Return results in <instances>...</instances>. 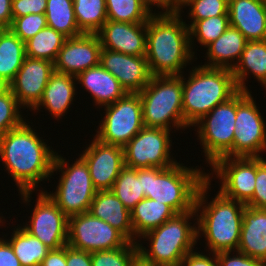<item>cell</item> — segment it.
Listing matches in <instances>:
<instances>
[{
  "label": "cell",
  "mask_w": 266,
  "mask_h": 266,
  "mask_svg": "<svg viewBox=\"0 0 266 266\" xmlns=\"http://www.w3.org/2000/svg\"><path fill=\"white\" fill-rule=\"evenodd\" d=\"M66 39L62 33L46 26L25 42L26 56L54 63Z\"/></svg>",
  "instance_id": "obj_32"
},
{
  "label": "cell",
  "mask_w": 266,
  "mask_h": 266,
  "mask_svg": "<svg viewBox=\"0 0 266 266\" xmlns=\"http://www.w3.org/2000/svg\"><path fill=\"white\" fill-rule=\"evenodd\" d=\"M76 80L91 93L99 106L113 104L127 93L119 81L100 64L83 71Z\"/></svg>",
  "instance_id": "obj_24"
},
{
  "label": "cell",
  "mask_w": 266,
  "mask_h": 266,
  "mask_svg": "<svg viewBox=\"0 0 266 266\" xmlns=\"http://www.w3.org/2000/svg\"><path fill=\"white\" fill-rule=\"evenodd\" d=\"M230 26L229 15H219L198 21H192L189 28L190 44L193 36L205 47L215 41ZM192 35V36H191Z\"/></svg>",
  "instance_id": "obj_36"
},
{
  "label": "cell",
  "mask_w": 266,
  "mask_h": 266,
  "mask_svg": "<svg viewBox=\"0 0 266 266\" xmlns=\"http://www.w3.org/2000/svg\"><path fill=\"white\" fill-rule=\"evenodd\" d=\"M188 0H173V12L180 11L182 6L187 2Z\"/></svg>",
  "instance_id": "obj_50"
},
{
  "label": "cell",
  "mask_w": 266,
  "mask_h": 266,
  "mask_svg": "<svg viewBox=\"0 0 266 266\" xmlns=\"http://www.w3.org/2000/svg\"><path fill=\"white\" fill-rule=\"evenodd\" d=\"M81 157L88 165L93 186L97 191L111 190L120 171L125 167L124 148L102 143L95 137Z\"/></svg>",
  "instance_id": "obj_17"
},
{
  "label": "cell",
  "mask_w": 266,
  "mask_h": 266,
  "mask_svg": "<svg viewBox=\"0 0 266 266\" xmlns=\"http://www.w3.org/2000/svg\"><path fill=\"white\" fill-rule=\"evenodd\" d=\"M182 76V74L152 76L149 83L139 92L145 127L170 130L172 123L176 129L185 128L182 110Z\"/></svg>",
  "instance_id": "obj_7"
},
{
  "label": "cell",
  "mask_w": 266,
  "mask_h": 266,
  "mask_svg": "<svg viewBox=\"0 0 266 266\" xmlns=\"http://www.w3.org/2000/svg\"><path fill=\"white\" fill-rule=\"evenodd\" d=\"M12 0H0V29L9 28L12 17Z\"/></svg>",
  "instance_id": "obj_48"
},
{
  "label": "cell",
  "mask_w": 266,
  "mask_h": 266,
  "mask_svg": "<svg viewBox=\"0 0 266 266\" xmlns=\"http://www.w3.org/2000/svg\"><path fill=\"white\" fill-rule=\"evenodd\" d=\"M196 213V210H191L175 214L159 227L145 233L142 237L149 238L151 246L150 250H146L138 243L139 257L155 266H179L180 261L197 243V227L188 223Z\"/></svg>",
  "instance_id": "obj_6"
},
{
  "label": "cell",
  "mask_w": 266,
  "mask_h": 266,
  "mask_svg": "<svg viewBox=\"0 0 266 266\" xmlns=\"http://www.w3.org/2000/svg\"><path fill=\"white\" fill-rule=\"evenodd\" d=\"M0 266H21L8 240L0 238Z\"/></svg>",
  "instance_id": "obj_46"
},
{
  "label": "cell",
  "mask_w": 266,
  "mask_h": 266,
  "mask_svg": "<svg viewBox=\"0 0 266 266\" xmlns=\"http://www.w3.org/2000/svg\"><path fill=\"white\" fill-rule=\"evenodd\" d=\"M228 15L247 41L266 40L265 0H229Z\"/></svg>",
  "instance_id": "obj_21"
},
{
  "label": "cell",
  "mask_w": 266,
  "mask_h": 266,
  "mask_svg": "<svg viewBox=\"0 0 266 266\" xmlns=\"http://www.w3.org/2000/svg\"><path fill=\"white\" fill-rule=\"evenodd\" d=\"M20 106L9 88L0 94V136L24 123L22 115L19 114Z\"/></svg>",
  "instance_id": "obj_38"
},
{
  "label": "cell",
  "mask_w": 266,
  "mask_h": 266,
  "mask_svg": "<svg viewBox=\"0 0 266 266\" xmlns=\"http://www.w3.org/2000/svg\"><path fill=\"white\" fill-rule=\"evenodd\" d=\"M145 197L168 205L176 214L195 210L200 186L207 174L176 163L167 168L137 169Z\"/></svg>",
  "instance_id": "obj_3"
},
{
  "label": "cell",
  "mask_w": 266,
  "mask_h": 266,
  "mask_svg": "<svg viewBox=\"0 0 266 266\" xmlns=\"http://www.w3.org/2000/svg\"><path fill=\"white\" fill-rule=\"evenodd\" d=\"M77 25L83 33H97L108 20L105 0H73Z\"/></svg>",
  "instance_id": "obj_33"
},
{
  "label": "cell",
  "mask_w": 266,
  "mask_h": 266,
  "mask_svg": "<svg viewBox=\"0 0 266 266\" xmlns=\"http://www.w3.org/2000/svg\"><path fill=\"white\" fill-rule=\"evenodd\" d=\"M96 34L104 49L127 55L146 56L147 22L107 20Z\"/></svg>",
  "instance_id": "obj_20"
},
{
  "label": "cell",
  "mask_w": 266,
  "mask_h": 266,
  "mask_svg": "<svg viewBox=\"0 0 266 266\" xmlns=\"http://www.w3.org/2000/svg\"><path fill=\"white\" fill-rule=\"evenodd\" d=\"M238 251L266 265V209L244 208Z\"/></svg>",
  "instance_id": "obj_23"
},
{
  "label": "cell",
  "mask_w": 266,
  "mask_h": 266,
  "mask_svg": "<svg viewBox=\"0 0 266 266\" xmlns=\"http://www.w3.org/2000/svg\"><path fill=\"white\" fill-rule=\"evenodd\" d=\"M45 15L47 26L67 38L83 34L77 25L73 0H47Z\"/></svg>",
  "instance_id": "obj_30"
},
{
  "label": "cell",
  "mask_w": 266,
  "mask_h": 266,
  "mask_svg": "<svg viewBox=\"0 0 266 266\" xmlns=\"http://www.w3.org/2000/svg\"><path fill=\"white\" fill-rule=\"evenodd\" d=\"M105 117L95 135L100 142L124 147L144 127L139 93H126L105 106Z\"/></svg>",
  "instance_id": "obj_10"
},
{
  "label": "cell",
  "mask_w": 266,
  "mask_h": 266,
  "mask_svg": "<svg viewBox=\"0 0 266 266\" xmlns=\"http://www.w3.org/2000/svg\"><path fill=\"white\" fill-rule=\"evenodd\" d=\"M111 191L130 211L145 198L141 179L137 176V169L126 166L120 171Z\"/></svg>",
  "instance_id": "obj_35"
},
{
  "label": "cell",
  "mask_w": 266,
  "mask_h": 266,
  "mask_svg": "<svg viewBox=\"0 0 266 266\" xmlns=\"http://www.w3.org/2000/svg\"><path fill=\"white\" fill-rule=\"evenodd\" d=\"M138 257L137 243L129 241L120 248L91 253L92 266H131Z\"/></svg>",
  "instance_id": "obj_37"
},
{
  "label": "cell",
  "mask_w": 266,
  "mask_h": 266,
  "mask_svg": "<svg viewBox=\"0 0 266 266\" xmlns=\"http://www.w3.org/2000/svg\"><path fill=\"white\" fill-rule=\"evenodd\" d=\"M188 4V5H187ZM191 6L189 16L193 21L219 15H228L229 0H188L183 6Z\"/></svg>",
  "instance_id": "obj_40"
},
{
  "label": "cell",
  "mask_w": 266,
  "mask_h": 266,
  "mask_svg": "<svg viewBox=\"0 0 266 266\" xmlns=\"http://www.w3.org/2000/svg\"><path fill=\"white\" fill-rule=\"evenodd\" d=\"M101 42L95 33L67 38L54 62V71L77 77L100 64Z\"/></svg>",
  "instance_id": "obj_16"
},
{
  "label": "cell",
  "mask_w": 266,
  "mask_h": 266,
  "mask_svg": "<svg viewBox=\"0 0 266 266\" xmlns=\"http://www.w3.org/2000/svg\"><path fill=\"white\" fill-rule=\"evenodd\" d=\"M88 212L118 230L129 242L138 243L135 241L130 210L111 190L97 191Z\"/></svg>",
  "instance_id": "obj_22"
},
{
  "label": "cell",
  "mask_w": 266,
  "mask_h": 266,
  "mask_svg": "<svg viewBox=\"0 0 266 266\" xmlns=\"http://www.w3.org/2000/svg\"><path fill=\"white\" fill-rule=\"evenodd\" d=\"M180 12L154 13L147 21L146 59L152 76L181 75L193 59L189 28Z\"/></svg>",
  "instance_id": "obj_2"
},
{
  "label": "cell",
  "mask_w": 266,
  "mask_h": 266,
  "mask_svg": "<svg viewBox=\"0 0 266 266\" xmlns=\"http://www.w3.org/2000/svg\"><path fill=\"white\" fill-rule=\"evenodd\" d=\"M221 179L220 193L246 204L253 196L256 179V157H222L212 165Z\"/></svg>",
  "instance_id": "obj_14"
},
{
  "label": "cell",
  "mask_w": 266,
  "mask_h": 266,
  "mask_svg": "<svg viewBox=\"0 0 266 266\" xmlns=\"http://www.w3.org/2000/svg\"><path fill=\"white\" fill-rule=\"evenodd\" d=\"M258 209H266V160L256 157V179L252 198L245 204Z\"/></svg>",
  "instance_id": "obj_41"
},
{
  "label": "cell",
  "mask_w": 266,
  "mask_h": 266,
  "mask_svg": "<svg viewBox=\"0 0 266 266\" xmlns=\"http://www.w3.org/2000/svg\"><path fill=\"white\" fill-rule=\"evenodd\" d=\"M147 5H157V7H161L165 9L166 12H173V0H143Z\"/></svg>",
  "instance_id": "obj_49"
},
{
  "label": "cell",
  "mask_w": 266,
  "mask_h": 266,
  "mask_svg": "<svg viewBox=\"0 0 266 266\" xmlns=\"http://www.w3.org/2000/svg\"><path fill=\"white\" fill-rule=\"evenodd\" d=\"M39 194L30 218V225L23 228L49 249H59L67 245L68 217L47 192L42 191Z\"/></svg>",
  "instance_id": "obj_15"
},
{
  "label": "cell",
  "mask_w": 266,
  "mask_h": 266,
  "mask_svg": "<svg viewBox=\"0 0 266 266\" xmlns=\"http://www.w3.org/2000/svg\"><path fill=\"white\" fill-rule=\"evenodd\" d=\"M246 42V38L239 30L229 26L222 35L206 46L208 61L211 60V63L207 62L209 64L203 66L232 70L234 64L229 63V60H240Z\"/></svg>",
  "instance_id": "obj_27"
},
{
  "label": "cell",
  "mask_w": 266,
  "mask_h": 266,
  "mask_svg": "<svg viewBox=\"0 0 266 266\" xmlns=\"http://www.w3.org/2000/svg\"><path fill=\"white\" fill-rule=\"evenodd\" d=\"M46 26L45 14H28L13 17L9 29L25 43Z\"/></svg>",
  "instance_id": "obj_39"
},
{
  "label": "cell",
  "mask_w": 266,
  "mask_h": 266,
  "mask_svg": "<svg viewBox=\"0 0 266 266\" xmlns=\"http://www.w3.org/2000/svg\"><path fill=\"white\" fill-rule=\"evenodd\" d=\"M65 160L58 153L55 155L52 173L61 169L62 175L58 189L53 194L48 193V196L70 217L88 212L97 190L93 186L88 165L82 157L76 159L71 166H67Z\"/></svg>",
  "instance_id": "obj_8"
},
{
  "label": "cell",
  "mask_w": 266,
  "mask_h": 266,
  "mask_svg": "<svg viewBox=\"0 0 266 266\" xmlns=\"http://www.w3.org/2000/svg\"><path fill=\"white\" fill-rule=\"evenodd\" d=\"M170 130L143 127L123 148L125 166L135 169L167 168L177 163L170 157Z\"/></svg>",
  "instance_id": "obj_12"
},
{
  "label": "cell",
  "mask_w": 266,
  "mask_h": 266,
  "mask_svg": "<svg viewBox=\"0 0 266 266\" xmlns=\"http://www.w3.org/2000/svg\"><path fill=\"white\" fill-rule=\"evenodd\" d=\"M210 176L207 174V180L200 186L195 203V210L199 213L200 207L202 211L197 218L198 238L200 231L205 234L207 245L211 252L218 253L223 251L238 250L240 242V234L242 228L243 210L245 204L229 199L217 193L214 200L208 205H204L206 201L207 189L210 186ZM235 248V249H234Z\"/></svg>",
  "instance_id": "obj_4"
},
{
  "label": "cell",
  "mask_w": 266,
  "mask_h": 266,
  "mask_svg": "<svg viewBox=\"0 0 266 266\" xmlns=\"http://www.w3.org/2000/svg\"><path fill=\"white\" fill-rule=\"evenodd\" d=\"M67 266H92L91 253L66 245Z\"/></svg>",
  "instance_id": "obj_45"
},
{
  "label": "cell",
  "mask_w": 266,
  "mask_h": 266,
  "mask_svg": "<svg viewBox=\"0 0 266 266\" xmlns=\"http://www.w3.org/2000/svg\"><path fill=\"white\" fill-rule=\"evenodd\" d=\"M237 252V255H234L232 258L229 256L231 251H223L216 253L218 265L219 266H266L259 259L252 258L245 255L240 251Z\"/></svg>",
  "instance_id": "obj_43"
},
{
  "label": "cell",
  "mask_w": 266,
  "mask_h": 266,
  "mask_svg": "<svg viewBox=\"0 0 266 266\" xmlns=\"http://www.w3.org/2000/svg\"><path fill=\"white\" fill-rule=\"evenodd\" d=\"M8 88V84L0 78V94Z\"/></svg>",
  "instance_id": "obj_52"
},
{
  "label": "cell",
  "mask_w": 266,
  "mask_h": 266,
  "mask_svg": "<svg viewBox=\"0 0 266 266\" xmlns=\"http://www.w3.org/2000/svg\"><path fill=\"white\" fill-rule=\"evenodd\" d=\"M128 240L107 222L89 212L68 217L67 244L86 252L123 247Z\"/></svg>",
  "instance_id": "obj_13"
},
{
  "label": "cell",
  "mask_w": 266,
  "mask_h": 266,
  "mask_svg": "<svg viewBox=\"0 0 266 266\" xmlns=\"http://www.w3.org/2000/svg\"><path fill=\"white\" fill-rule=\"evenodd\" d=\"M54 72L53 62L26 56L8 88L20 105L33 109L41 100L50 76Z\"/></svg>",
  "instance_id": "obj_18"
},
{
  "label": "cell",
  "mask_w": 266,
  "mask_h": 266,
  "mask_svg": "<svg viewBox=\"0 0 266 266\" xmlns=\"http://www.w3.org/2000/svg\"><path fill=\"white\" fill-rule=\"evenodd\" d=\"M182 77L184 126H196L204 115L228 101L239 90L232 70L206 66L195 67L187 82Z\"/></svg>",
  "instance_id": "obj_5"
},
{
  "label": "cell",
  "mask_w": 266,
  "mask_h": 266,
  "mask_svg": "<svg viewBox=\"0 0 266 266\" xmlns=\"http://www.w3.org/2000/svg\"><path fill=\"white\" fill-rule=\"evenodd\" d=\"M100 65L110 72L128 93H139L152 74L146 56L127 55L102 48Z\"/></svg>",
  "instance_id": "obj_19"
},
{
  "label": "cell",
  "mask_w": 266,
  "mask_h": 266,
  "mask_svg": "<svg viewBox=\"0 0 266 266\" xmlns=\"http://www.w3.org/2000/svg\"><path fill=\"white\" fill-rule=\"evenodd\" d=\"M255 104L249 91L236 93L233 157H260L266 150V123Z\"/></svg>",
  "instance_id": "obj_11"
},
{
  "label": "cell",
  "mask_w": 266,
  "mask_h": 266,
  "mask_svg": "<svg viewBox=\"0 0 266 266\" xmlns=\"http://www.w3.org/2000/svg\"><path fill=\"white\" fill-rule=\"evenodd\" d=\"M55 155L26 122L0 136L1 159L25 203L37 184L51 176Z\"/></svg>",
  "instance_id": "obj_1"
},
{
  "label": "cell",
  "mask_w": 266,
  "mask_h": 266,
  "mask_svg": "<svg viewBox=\"0 0 266 266\" xmlns=\"http://www.w3.org/2000/svg\"><path fill=\"white\" fill-rule=\"evenodd\" d=\"M249 71L266 88V40L247 41L240 60L234 63L232 74L238 90L248 92L244 81Z\"/></svg>",
  "instance_id": "obj_25"
},
{
  "label": "cell",
  "mask_w": 266,
  "mask_h": 266,
  "mask_svg": "<svg viewBox=\"0 0 266 266\" xmlns=\"http://www.w3.org/2000/svg\"><path fill=\"white\" fill-rule=\"evenodd\" d=\"M47 0H12V17L45 14Z\"/></svg>",
  "instance_id": "obj_42"
},
{
  "label": "cell",
  "mask_w": 266,
  "mask_h": 266,
  "mask_svg": "<svg viewBox=\"0 0 266 266\" xmlns=\"http://www.w3.org/2000/svg\"><path fill=\"white\" fill-rule=\"evenodd\" d=\"M21 266H39L51 250L24 228H16L9 240Z\"/></svg>",
  "instance_id": "obj_31"
},
{
  "label": "cell",
  "mask_w": 266,
  "mask_h": 266,
  "mask_svg": "<svg viewBox=\"0 0 266 266\" xmlns=\"http://www.w3.org/2000/svg\"><path fill=\"white\" fill-rule=\"evenodd\" d=\"M108 20L115 22L144 23L153 15L143 0H105Z\"/></svg>",
  "instance_id": "obj_34"
},
{
  "label": "cell",
  "mask_w": 266,
  "mask_h": 266,
  "mask_svg": "<svg viewBox=\"0 0 266 266\" xmlns=\"http://www.w3.org/2000/svg\"><path fill=\"white\" fill-rule=\"evenodd\" d=\"M75 76L54 72L44 89L39 103L33 108L35 111L39 106L45 107L54 118L64 116L63 113L69 108L75 95Z\"/></svg>",
  "instance_id": "obj_26"
},
{
  "label": "cell",
  "mask_w": 266,
  "mask_h": 266,
  "mask_svg": "<svg viewBox=\"0 0 266 266\" xmlns=\"http://www.w3.org/2000/svg\"><path fill=\"white\" fill-rule=\"evenodd\" d=\"M212 256L214 258H209L202 253L200 254L192 250L180 261L179 266H219L216 253L212 254Z\"/></svg>",
  "instance_id": "obj_44"
},
{
  "label": "cell",
  "mask_w": 266,
  "mask_h": 266,
  "mask_svg": "<svg viewBox=\"0 0 266 266\" xmlns=\"http://www.w3.org/2000/svg\"><path fill=\"white\" fill-rule=\"evenodd\" d=\"M235 120L236 94L228 101L214 107L196 122L199 126L198 137L210 165L219 158L233 157Z\"/></svg>",
  "instance_id": "obj_9"
},
{
  "label": "cell",
  "mask_w": 266,
  "mask_h": 266,
  "mask_svg": "<svg viewBox=\"0 0 266 266\" xmlns=\"http://www.w3.org/2000/svg\"><path fill=\"white\" fill-rule=\"evenodd\" d=\"M130 212L135 238L159 227L176 214L168 205L146 197Z\"/></svg>",
  "instance_id": "obj_28"
},
{
  "label": "cell",
  "mask_w": 266,
  "mask_h": 266,
  "mask_svg": "<svg viewBox=\"0 0 266 266\" xmlns=\"http://www.w3.org/2000/svg\"><path fill=\"white\" fill-rule=\"evenodd\" d=\"M25 58V43L9 28L0 29V78L9 85Z\"/></svg>",
  "instance_id": "obj_29"
},
{
  "label": "cell",
  "mask_w": 266,
  "mask_h": 266,
  "mask_svg": "<svg viewBox=\"0 0 266 266\" xmlns=\"http://www.w3.org/2000/svg\"><path fill=\"white\" fill-rule=\"evenodd\" d=\"M39 266H67L66 245L59 249H51Z\"/></svg>",
  "instance_id": "obj_47"
},
{
  "label": "cell",
  "mask_w": 266,
  "mask_h": 266,
  "mask_svg": "<svg viewBox=\"0 0 266 266\" xmlns=\"http://www.w3.org/2000/svg\"><path fill=\"white\" fill-rule=\"evenodd\" d=\"M131 266H155L144 262L140 257H138Z\"/></svg>",
  "instance_id": "obj_51"
}]
</instances>
